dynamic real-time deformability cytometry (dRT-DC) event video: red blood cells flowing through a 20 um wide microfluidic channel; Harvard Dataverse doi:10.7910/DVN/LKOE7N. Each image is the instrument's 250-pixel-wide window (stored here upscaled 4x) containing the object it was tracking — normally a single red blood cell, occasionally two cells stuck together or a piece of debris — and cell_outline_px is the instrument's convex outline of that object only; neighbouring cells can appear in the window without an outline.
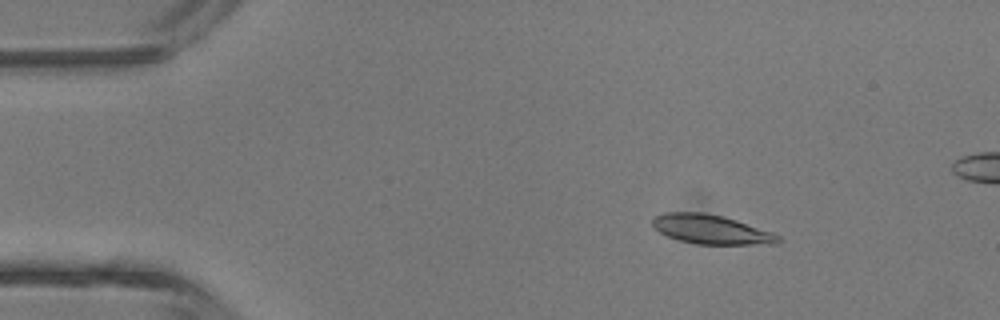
{"species": "common noctule bat (a hibernating species)", "species_latin": "Nyctalus noctula", "temperature_condition": "room temperature", "stored_images_in_passage": 5, "camera_frame_rate_fps": 3000, "um_per_image_px": 0.085, "animal": {"sex": "male", "body_mass_g": 13.3}, "frame": {"image": 1, "passage_image": 2, "time_ms": 1.0, "image_size_px": [1000, 320], "cell_outline_px": [[784, 240], [780, 244], [696, 244], [680, 240], [668, 236], [652, 228], [652, 216], [668, 212], [704, 212], [724, 216], [772, 232], [780, 236]], "centroid_in_image_um": [60.46, 19.5], "position_along_channel_um": 24.5, "area_um2": 21.62}}
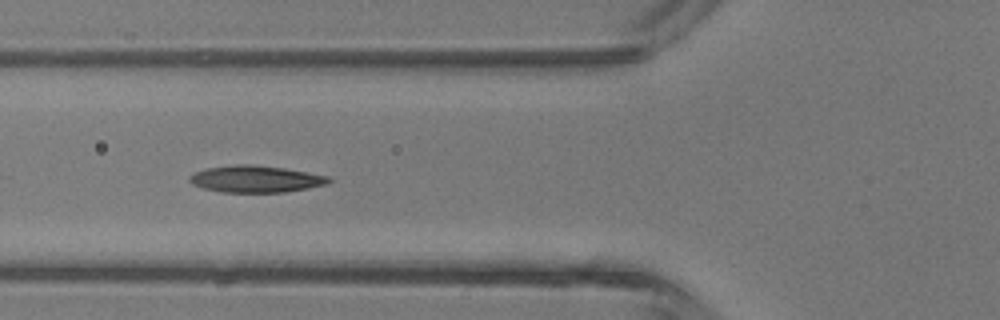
{"frame": {"image": 2, "passage_image": 5, "time_ms": 4.333, "image_size_px": [1000, 320], "cell_outline_px": [[332, 180], [328, 184], [308, 188], [284, 192], [220, 192], [204, 188], [192, 184], [188, 180], [188, 176], [196, 172], [208, 168], [236, 164], [248, 164], [284, 168], [328, 176]], "centroid_in_image_um": [21.73, 15.22], "position_along_channel_um": 104.1, "area_um2": 21.62}}